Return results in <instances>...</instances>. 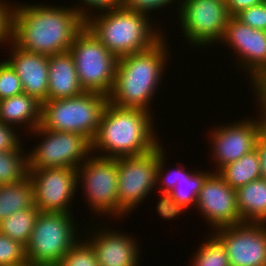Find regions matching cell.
Returning a JSON list of instances; mask_svg holds the SVG:
<instances>
[{"label":"cell","instance_id":"obj_30","mask_svg":"<svg viewBox=\"0 0 266 266\" xmlns=\"http://www.w3.org/2000/svg\"><path fill=\"white\" fill-rule=\"evenodd\" d=\"M163 144H159L158 145V168H157V177H156V185L157 188L161 185L162 187L160 188V191L158 193H160L161 198L158 199L159 201L157 202L156 205V211H158V208L160 206V202L161 200L174 188V186L176 185V182H178L179 179V167L180 165H178V168H175L173 172H164V168L166 167L165 162L168 159H165V150H163L164 148H162L163 146H161ZM166 173V174H165ZM164 174V175H163ZM161 184H160V183ZM159 185V186H158Z\"/></svg>","mask_w":266,"mask_h":266},{"label":"cell","instance_id":"obj_32","mask_svg":"<svg viewBox=\"0 0 266 266\" xmlns=\"http://www.w3.org/2000/svg\"><path fill=\"white\" fill-rule=\"evenodd\" d=\"M234 17L247 26L266 31V6L263 3L244 9Z\"/></svg>","mask_w":266,"mask_h":266},{"label":"cell","instance_id":"obj_39","mask_svg":"<svg viewBox=\"0 0 266 266\" xmlns=\"http://www.w3.org/2000/svg\"><path fill=\"white\" fill-rule=\"evenodd\" d=\"M255 149L259 156L260 169H261V178L266 181V132L263 131L262 134L258 137Z\"/></svg>","mask_w":266,"mask_h":266},{"label":"cell","instance_id":"obj_3","mask_svg":"<svg viewBox=\"0 0 266 266\" xmlns=\"http://www.w3.org/2000/svg\"><path fill=\"white\" fill-rule=\"evenodd\" d=\"M166 41L164 37L147 51L118 58L115 83L108 96L109 103L120 108L152 111V99L165 75L163 72L171 54Z\"/></svg>","mask_w":266,"mask_h":266},{"label":"cell","instance_id":"obj_15","mask_svg":"<svg viewBox=\"0 0 266 266\" xmlns=\"http://www.w3.org/2000/svg\"><path fill=\"white\" fill-rule=\"evenodd\" d=\"M195 208L213 230L243 222L237 207L236 190L217 172L212 171L205 179L198 193Z\"/></svg>","mask_w":266,"mask_h":266},{"label":"cell","instance_id":"obj_34","mask_svg":"<svg viewBox=\"0 0 266 266\" xmlns=\"http://www.w3.org/2000/svg\"><path fill=\"white\" fill-rule=\"evenodd\" d=\"M13 9L14 4L0 0V45L12 42Z\"/></svg>","mask_w":266,"mask_h":266},{"label":"cell","instance_id":"obj_37","mask_svg":"<svg viewBox=\"0 0 266 266\" xmlns=\"http://www.w3.org/2000/svg\"><path fill=\"white\" fill-rule=\"evenodd\" d=\"M252 84H250V87L252 85V92L256 94L255 97H258L256 99L257 104L259 105V113H262L263 115H266V67L252 80H250Z\"/></svg>","mask_w":266,"mask_h":266},{"label":"cell","instance_id":"obj_24","mask_svg":"<svg viewBox=\"0 0 266 266\" xmlns=\"http://www.w3.org/2000/svg\"><path fill=\"white\" fill-rule=\"evenodd\" d=\"M33 184L29 177L7 185H0V222L11 213L34 208Z\"/></svg>","mask_w":266,"mask_h":266},{"label":"cell","instance_id":"obj_16","mask_svg":"<svg viewBox=\"0 0 266 266\" xmlns=\"http://www.w3.org/2000/svg\"><path fill=\"white\" fill-rule=\"evenodd\" d=\"M219 42L230 46L238 56L235 59L239 60V68L246 70L249 80L266 67V31L254 29L231 16Z\"/></svg>","mask_w":266,"mask_h":266},{"label":"cell","instance_id":"obj_36","mask_svg":"<svg viewBox=\"0 0 266 266\" xmlns=\"http://www.w3.org/2000/svg\"><path fill=\"white\" fill-rule=\"evenodd\" d=\"M16 129L17 126L14 128L0 121V151L18 150L23 147L22 140L19 139L20 133H17Z\"/></svg>","mask_w":266,"mask_h":266},{"label":"cell","instance_id":"obj_20","mask_svg":"<svg viewBox=\"0 0 266 266\" xmlns=\"http://www.w3.org/2000/svg\"><path fill=\"white\" fill-rule=\"evenodd\" d=\"M48 61L47 100L76 97L85 92L78 80L74 58L69 51L48 56Z\"/></svg>","mask_w":266,"mask_h":266},{"label":"cell","instance_id":"obj_12","mask_svg":"<svg viewBox=\"0 0 266 266\" xmlns=\"http://www.w3.org/2000/svg\"><path fill=\"white\" fill-rule=\"evenodd\" d=\"M28 177L33 184L35 206L40 212H73L71 202L78 188L76 169H29Z\"/></svg>","mask_w":266,"mask_h":266},{"label":"cell","instance_id":"obj_26","mask_svg":"<svg viewBox=\"0 0 266 266\" xmlns=\"http://www.w3.org/2000/svg\"><path fill=\"white\" fill-rule=\"evenodd\" d=\"M28 154L24 148L0 151V185L18 183L28 177Z\"/></svg>","mask_w":266,"mask_h":266},{"label":"cell","instance_id":"obj_18","mask_svg":"<svg viewBox=\"0 0 266 266\" xmlns=\"http://www.w3.org/2000/svg\"><path fill=\"white\" fill-rule=\"evenodd\" d=\"M10 44L9 47L12 49L9 51L10 57L5 60L20 78L23 93L43 103L47 100L48 92V56L20 49L13 42Z\"/></svg>","mask_w":266,"mask_h":266},{"label":"cell","instance_id":"obj_13","mask_svg":"<svg viewBox=\"0 0 266 266\" xmlns=\"http://www.w3.org/2000/svg\"><path fill=\"white\" fill-rule=\"evenodd\" d=\"M212 233L225 246L230 266H266V223L242 222Z\"/></svg>","mask_w":266,"mask_h":266},{"label":"cell","instance_id":"obj_14","mask_svg":"<svg viewBox=\"0 0 266 266\" xmlns=\"http://www.w3.org/2000/svg\"><path fill=\"white\" fill-rule=\"evenodd\" d=\"M260 114L258 119L245 118L244 121H233L226 126L218 125L217 128H213V132L210 131L212 158L217 168L214 172L255 149L256 141L264 131L263 114Z\"/></svg>","mask_w":266,"mask_h":266},{"label":"cell","instance_id":"obj_5","mask_svg":"<svg viewBox=\"0 0 266 266\" xmlns=\"http://www.w3.org/2000/svg\"><path fill=\"white\" fill-rule=\"evenodd\" d=\"M108 96L97 92L42 103L41 126L52 131L82 134L90 142L95 138Z\"/></svg>","mask_w":266,"mask_h":266},{"label":"cell","instance_id":"obj_23","mask_svg":"<svg viewBox=\"0 0 266 266\" xmlns=\"http://www.w3.org/2000/svg\"><path fill=\"white\" fill-rule=\"evenodd\" d=\"M217 174L235 190L261 178L260 161L256 149L251 150L235 162L221 167Z\"/></svg>","mask_w":266,"mask_h":266},{"label":"cell","instance_id":"obj_17","mask_svg":"<svg viewBox=\"0 0 266 266\" xmlns=\"http://www.w3.org/2000/svg\"><path fill=\"white\" fill-rule=\"evenodd\" d=\"M105 226L107 227V225H104V229L102 226L95 227V229L90 228L91 230L87 229V237L90 235L86 240L92 245L99 265L138 266L140 252L137 239L119 230L107 229ZM89 231L92 232V235Z\"/></svg>","mask_w":266,"mask_h":266},{"label":"cell","instance_id":"obj_31","mask_svg":"<svg viewBox=\"0 0 266 266\" xmlns=\"http://www.w3.org/2000/svg\"><path fill=\"white\" fill-rule=\"evenodd\" d=\"M3 60L0 61V100L23 93L20 78L11 65Z\"/></svg>","mask_w":266,"mask_h":266},{"label":"cell","instance_id":"obj_22","mask_svg":"<svg viewBox=\"0 0 266 266\" xmlns=\"http://www.w3.org/2000/svg\"><path fill=\"white\" fill-rule=\"evenodd\" d=\"M237 207L243 222L266 223V181L254 180L236 189Z\"/></svg>","mask_w":266,"mask_h":266},{"label":"cell","instance_id":"obj_19","mask_svg":"<svg viewBox=\"0 0 266 266\" xmlns=\"http://www.w3.org/2000/svg\"><path fill=\"white\" fill-rule=\"evenodd\" d=\"M211 173L209 170L189 172L180 167L178 182L160 202L157 211L160 217L167 220L177 218L184 210L190 209V206L195 208L198 193Z\"/></svg>","mask_w":266,"mask_h":266},{"label":"cell","instance_id":"obj_10","mask_svg":"<svg viewBox=\"0 0 266 266\" xmlns=\"http://www.w3.org/2000/svg\"><path fill=\"white\" fill-rule=\"evenodd\" d=\"M31 133L43 139L29 152L28 169H77L92 153L91 142L82 134L52 131L41 125Z\"/></svg>","mask_w":266,"mask_h":266},{"label":"cell","instance_id":"obj_33","mask_svg":"<svg viewBox=\"0 0 266 266\" xmlns=\"http://www.w3.org/2000/svg\"><path fill=\"white\" fill-rule=\"evenodd\" d=\"M80 2L84 3L85 7L82 6L83 4L80 6L77 4V6L75 5L73 7L77 10L78 14L84 21H87L92 16L93 12L101 13L103 11L116 9L123 5V0H80Z\"/></svg>","mask_w":266,"mask_h":266},{"label":"cell","instance_id":"obj_2","mask_svg":"<svg viewBox=\"0 0 266 266\" xmlns=\"http://www.w3.org/2000/svg\"><path fill=\"white\" fill-rule=\"evenodd\" d=\"M152 117L147 110L120 108L108 102L91 142V152L100 151L99 157L117 159L152 151L160 144Z\"/></svg>","mask_w":266,"mask_h":266},{"label":"cell","instance_id":"obj_28","mask_svg":"<svg viewBox=\"0 0 266 266\" xmlns=\"http://www.w3.org/2000/svg\"><path fill=\"white\" fill-rule=\"evenodd\" d=\"M56 266H100L92 245L79 239Z\"/></svg>","mask_w":266,"mask_h":266},{"label":"cell","instance_id":"obj_11","mask_svg":"<svg viewBox=\"0 0 266 266\" xmlns=\"http://www.w3.org/2000/svg\"><path fill=\"white\" fill-rule=\"evenodd\" d=\"M118 205L127 214L156 187L158 146L146 154L117 158Z\"/></svg>","mask_w":266,"mask_h":266},{"label":"cell","instance_id":"obj_8","mask_svg":"<svg viewBox=\"0 0 266 266\" xmlns=\"http://www.w3.org/2000/svg\"><path fill=\"white\" fill-rule=\"evenodd\" d=\"M91 153L76 169L77 185L81 184L88 207L100 216H128L118 205L117 159L94 156ZM93 155V156H92ZM83 184V185H82ZM96 211V212H95Z\"/></svg>","mask_w":266,"mask_h":266},{"label":"cell","instance_id":"obj_7","mask_svg":"<svg viewBox=\"0 0 266 266\" xmlns=\"http://www.w3.org/2000/svg\"><path fill=\"white\" fill-rule=\"evenodd\" d=\"M69 52L84 91L109 96L115 83L118 58L86 26L75 36Z\"/></svg>","mask_w":266,"mask_h":266},{"label":"cell","instance_id":"obj_1","mask_svg":"<svg viewBox=\"0 0 266 266\" xmlns=\"http://www.w3.org/2000/svg\"><path fill=\"white\" fill-rule=\"evenodd\" d=\"M14 4L12 42L28 52L47 56L68 52L75 36L85 27L72 6Z\"/></svg>","mask_w":266,"mask_h":266},{"label":"cell","instance_id":"obj_35","mask_svg":"<svg viewBox=\"0 0 266 266\" xmlns=\"http://www.w3.org/2000/svg\"><path fill=\"white\" fill-rule=\"evenodd\" d=\"M178 1V0H177ZM176 0H123V6L129 11H135L149 16L150 12L169 6Z\"/></svg>","mask_w":266,"mask_h":266},{"label":"cell","instance_id":"obj_38","mask_svg":"<svg viewBox=\"0 0 266 266\" xmlns=\"http://www.w3.org/2000/svg\"><path fill=\"white\" fill-rule=\"evenodd\" d=\"M263 3V0H226V5L230 16H235L240 11L257 6Z\"/></svg>","mask_w":266,"mask_h":266},{"label":"cell","instance_id":"obj_27","mask_svg":"<svg viewBox=\"0 0 266 266\" xmlns=\"http://www.w3.org/2000/svg\"><path fill=\"white\" fill-rule=\"evenodd\" d=\"M193 256L192 266H230L225 246L213 233L207 236Z\"/></svg>","mask_w":266,"mask_h":266},{"label":"cell","instance_id":"obj_21","mask_svg":"<svg viewBox=\"0 0 266 266\" xmlns=\"http://www.w3.org/2000/svg\"><path fill=\"white\" fill-rule=\"evenodd\" d=\"M41 110V102L26 93H21L0 100V121L12 127L17 124L25 126L28 132H32L41 125Z\"/></svg>","mask_w":266,"mask_h":266},{"label":"cell","instance_id":"obj_9","mask_svg":"<svg viewBox=\"0 0 266 266\" xmlns=\"http://www.w3.org/2000/svg\"><path fill=\"white\" fill-rule=\"evenodd\" d=\"M180 2V3H179ZM178 22L185 40L194 47L219 43L231 17L224 0H179ZM180 4V5H179Z\"/></svg>","mask_w":266,"mask_h":266},{"label":"cell","instance_id":"obj_25","mask_svg":"<svg viewBox=\"0 0 266 266\" xmlns=\"http://www.w3.org/2000/svg\"><path fill=\"white\" fill-rule=\"evenodd\" d=\"M39 213L40 211L36 206L11 213L0 222V233L26 246Z\"/></svg>","mask_w":266,"mask_h":266},{"label":"cell","instance_id":"obj_29","mask_svg":"<svg viewBox=\"0 0 266 266\" xmlns=\"http://www.w3.org/2000/svg\"><path fill=\"white\" fill-rule=\"evenodd\" d=\"M29 265L26 246L0 233V266Z\"/></svg>","mask_w":266,"mask_h":266},{"label":"cell","instance_id":"obj_6","mask_svg":"<svg viewBox=\"0 0 266 266\" xmlns=\"http://www.w3.org/2000/svg\"><path fill=\"white\" fill-rule=\"evenodd\" d=\"M72 214L39 213L26 245L29 266H56L79 240L78 227L75 226Z\"/></svg>","mask_w":266,"mask_h":266},{"label":"cell","instance_id":"obj_4","mask_svg":"<svg viewBox=\"0 0 266 266\" xmlns=\"http://www.w3.org/2000/svg\"><path fill=\"white\" fill-rule=\"evenodd\" d=\"M149 19L150 16L129 11L122 5L101 14L94 13L85 21V26L112 54L120 58L147 51L165 37L162 27L161 31L159 27H153Z\"/></svg>","mask_w":266,"mask_h":266},{"label":"cell","instance_id":"obj_40","mask_svg":"<svg viewBox=\"0 0 266 266\" xmlns=\"http://www.w3.org/2000/svg\"><path fill=\"white\" fill-rule=\"evenodd\" d=\"M263 120H264V131L266 132V115H263Z\"/></svg>","mask_w":266,"mask_h":266}]
</instances>
